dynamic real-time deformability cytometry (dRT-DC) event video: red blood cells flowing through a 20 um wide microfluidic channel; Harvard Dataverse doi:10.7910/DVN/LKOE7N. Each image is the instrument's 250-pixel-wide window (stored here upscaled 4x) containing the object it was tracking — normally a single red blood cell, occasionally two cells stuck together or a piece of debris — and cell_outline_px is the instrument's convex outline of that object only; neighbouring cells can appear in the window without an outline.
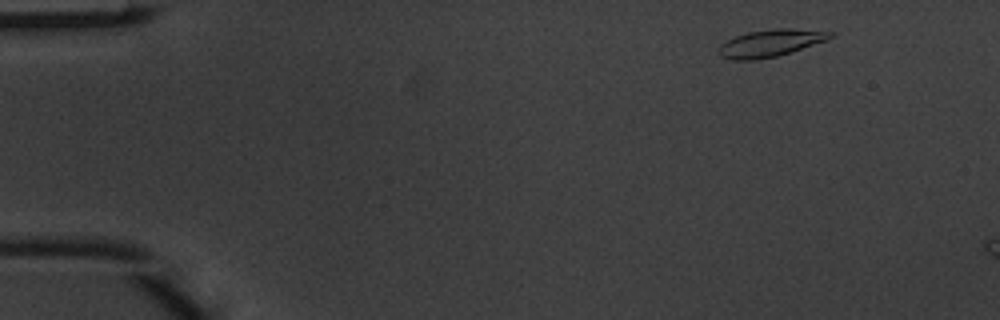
{"species": "common noctule bat (a hibernating species)", "species_latin": "Nyctalus noctula", "temperature_condition": "warm", "stored_images_in_passage": 3, "camera_frame_rate_fps": 3000, "um_per_image_px": 0.085, "animal": {"sex": "male", "body_mass_g": 20.1, "forearm_length_mm": 53.5}, "frame": {"image": 1, "passage_image": 1, "time_ms": 0.0, "image_size_px": [1000, 320], "cell_outline_px": [[836, 36], [828, 40], [776, 56], [756, 60], [732, 60], [720, 56], [716, 52], [716, 48], [720, 44], [736, 36], [748, 32], [776, 28], [788, 28], [836, 32]], "centroid_in_image_um": [65.48, 3.66], "position_along_channel_um": 19.5, "area_um2": 17.8}}